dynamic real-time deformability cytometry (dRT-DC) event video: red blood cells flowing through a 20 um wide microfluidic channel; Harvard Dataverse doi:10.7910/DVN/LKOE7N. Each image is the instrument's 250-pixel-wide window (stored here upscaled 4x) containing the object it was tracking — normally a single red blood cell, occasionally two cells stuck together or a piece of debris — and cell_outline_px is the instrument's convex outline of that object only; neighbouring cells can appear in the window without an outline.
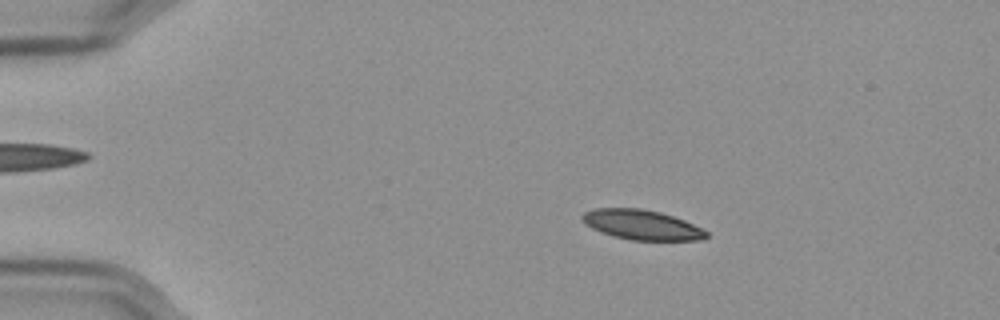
{"species": "Egyptian fruit bat (a non-hibernating species)", "species_latin": "Rousettus aegyptiacus", "temperature_condition": "cold", "stored_images_in_passage": 33, "camera_frame_rate_fps": 3000, "um_per_image_px": 0.085, "frame": {"image": 1, "passage_image": 12, "time_ms": 3.667, "image_size_px": [1000, 320], "cell_outline_px": [[708, 236], [704, 240], [632, 240], [600, 232], [584, 224], [580, 220], [580, 216], [584, 212], [596, 208], [640, 208], [660, 212], [684, 220], [708, 232]], "centroid_in_image_um": [54.51, 19.1], "position_along_channel_um": 30.5, "area_um2": 21.56}}
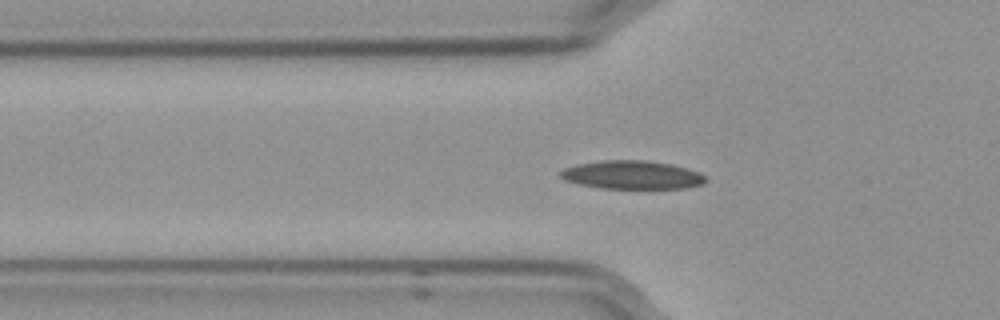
{"frame": {"image": 2, "passage_image": 21, "time_ms": 6.667, "image_size_px": [1000, 320], "cell_outline_px": [[708, 180], [704, 184], [688, 188], [600, 188], [576, 184], [564, 180], [560, 176], [560, 172], [564, 168], [576, 164], [600, 160], [648, 160], [672, 164], [688, 168], [700, 172]], "centroid_in_image_um": [53.74, 14.86], "position_along_channel_um": 72.1, "area_um2": 24.39}}
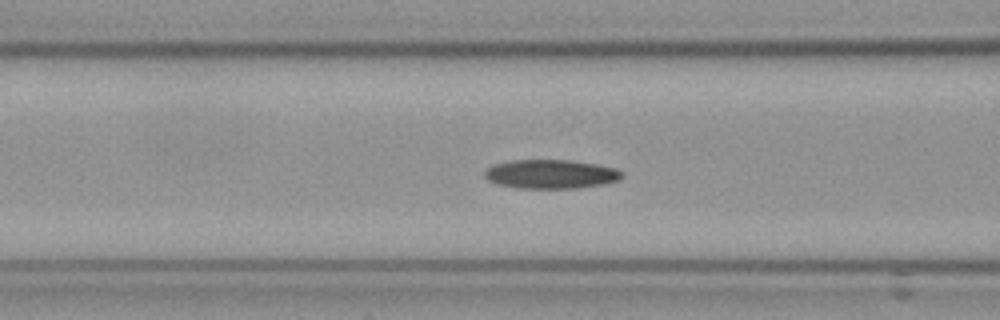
{"frame": {"image": 3, "passage_image": 25, "time_ms": 8.0, "image_size_px": [1000, 320], "cell_outline_px": [[624, 176], [620, 180], [604, 184], [576, 188], [516, 188], [496, 184], [488, 180], [484, 176], [484, 172], [492, 164], [512, 160], [568, 160], [596, 164], [616, 168], [624, 172]], "centroid_in_image_um": [46.83, 14.8], "position_along_channel_um": 119.8, "area_um2": 23.41}}